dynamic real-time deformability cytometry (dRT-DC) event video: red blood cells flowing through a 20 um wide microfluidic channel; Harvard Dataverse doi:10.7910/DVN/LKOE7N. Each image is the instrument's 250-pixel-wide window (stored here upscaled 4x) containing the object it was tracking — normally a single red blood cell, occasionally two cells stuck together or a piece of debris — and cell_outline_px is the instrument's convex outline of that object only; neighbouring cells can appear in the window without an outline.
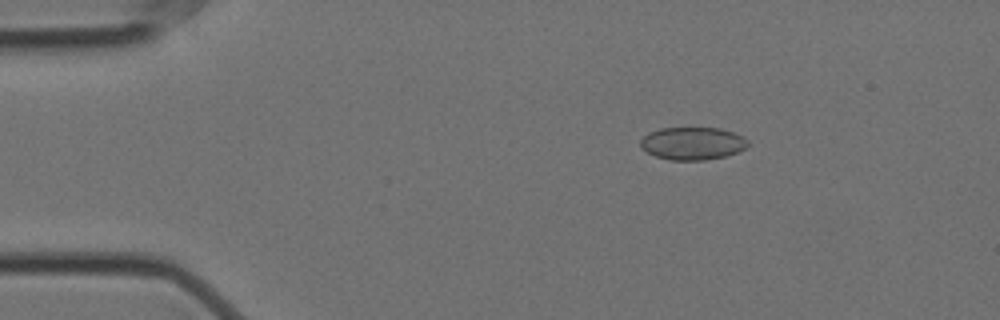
{"species": "Egyptian fruit bat (a non-hibernating species)", "species_latin": "Rousettus aegyptiacus", "temperature_condition": "cold", "stored_images_in_passage": 32, "camera_frame_rate_fps": 3000, "um_per_image_px": 0.085, "animal": {"sex": "female"}, "frame": {"image": 1, "passage_image": 9, "time_ms": 2.667, "image_size_px": [1000, 320], "cell_outline_px": [[748, 144], [744, 148], [736, 152], [724, 156], [704, 160], [672, 160], [656, 156], [640, 148], [640, 140], [648, 132], [660, 128], [720, 128], [744, 136], [748, 140]], "centroid_in_image_um": [58.84, 12.18], "position_along_channel_um": 26.2, "area_um2": 20.4}}
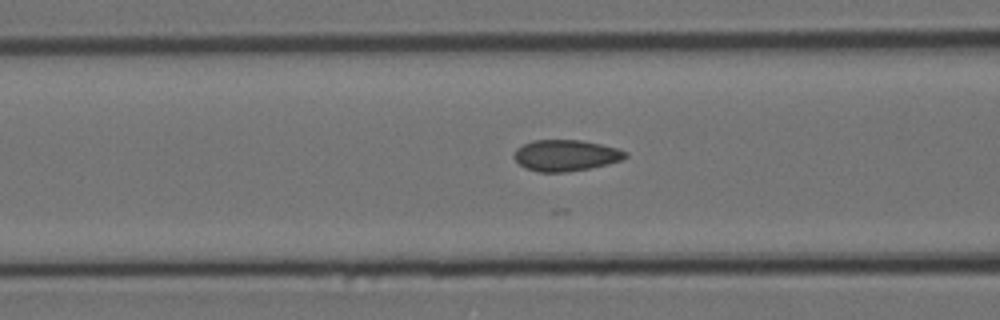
{"frame": {"image": 2, "passage_image": 22, "time_ms": 7.0, "image_size_px": [1000, 320], "cell_outline_px": [[628, 156], [620, 160], [608, 164], [588, 168], [564, 172], [540, 172], [524, 168], [512, 156], [516, 148], [532, 140], [580, 140], [600, 144], [616, 148], [628, 152]], "centroid_in_image_um": [48.06, 13.2], "position_along_channel_um": 118.5, "area_um2": 20.17}}
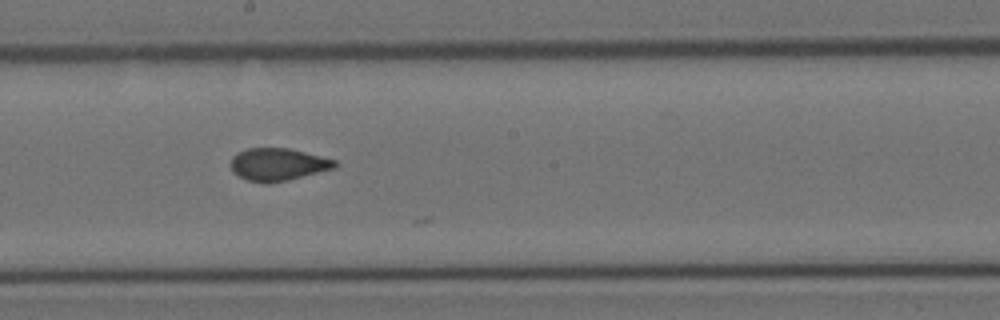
{"frame": {"image": 3, "passage_image": 31, "time_ms": 10.0, "image_size_px": [1000, 320], "cell_outline_px": [[340, 164], [336, 168], [288, 180], [268, 184], [264, 184], [248, 180], [232, 172], [232, 156], [248, 148], [288, 148], [336, 160]], "centroid_in_image_um": [23.66, 13.99], "position_along_channel_um": 224.5, "area_um2": 19.71}}